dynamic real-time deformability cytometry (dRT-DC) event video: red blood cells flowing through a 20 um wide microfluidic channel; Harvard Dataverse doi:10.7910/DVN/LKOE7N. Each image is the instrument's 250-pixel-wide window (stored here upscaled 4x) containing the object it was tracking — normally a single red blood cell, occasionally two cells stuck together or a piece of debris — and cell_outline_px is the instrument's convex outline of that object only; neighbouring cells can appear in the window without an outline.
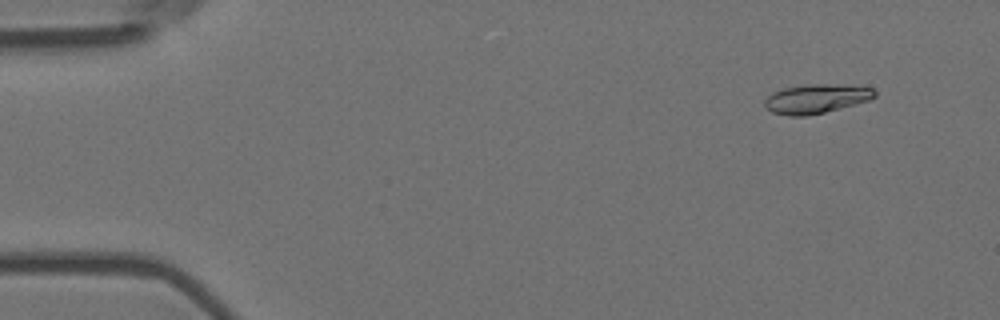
{"species": "Egyptian fruit bat (a non-hibernating species)", "species_latin": "Rousettus aegyptiacus", "temperature_condition": "room temperature", "stored_images_in_passage": 17, "camera_frame_rate_fps": 3000, "um_per_image_px": 0.085, "animal": {"sex": "female"}, "frame": {"image": 1, "passage_image": 5, "time_ms": 1.333, "image_size_px": [1000, 320], "cell_outline_px": [[876, 96], [868, 100], [824, 112], [808, 116], [788, 116], [772, 112], [764, 104], [764, 100], [772, 92], [784, 88], [804, 84], [828, 84], [872, 88], [876, 92]], "centroid_in_image_um": [69.32, 8.39], "position_along_channel_um": 15.7, "area_um2": 18.44}}
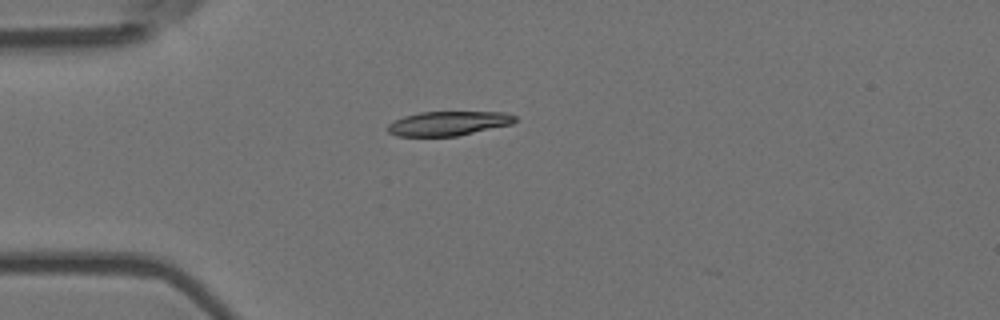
{"frame": {"image": 2, "passage_image": 15, "time_ms": 4.667, "image_size_px": [1000, 320], "cell_outline_px": [[516, 120], [512, 124], [456, 136], [396, 136], [388, 132], [388, 124], [404, 116], [420, 112], [504, 112], [516, 116]], "centroid_in_image_um": [38.11, 10.49], "position_along_channel_um": 46.9, "area_um2": 17.92}}